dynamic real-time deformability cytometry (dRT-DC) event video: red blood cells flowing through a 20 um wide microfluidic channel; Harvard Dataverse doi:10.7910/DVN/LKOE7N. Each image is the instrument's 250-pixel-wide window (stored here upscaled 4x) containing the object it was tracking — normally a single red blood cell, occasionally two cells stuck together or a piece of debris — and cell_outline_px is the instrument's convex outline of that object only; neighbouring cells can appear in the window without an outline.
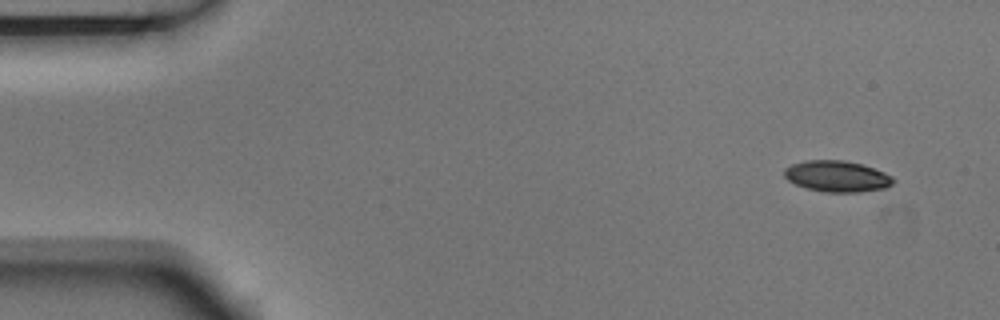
{"species": "Egyptian fruit bat (a non-hibernating species)", "species_latin": "Rousettus aegyptiacus", "temperature_condition": "room temperature", "stored_images_in_passage": 4, "camera_frame_rate_fps": 3000, "um_per_image_px": 0.085, "animal": {"sex": "male"}, "frame": {"image": 1, "passage_image": 1, "time_ms": 0.0, "image_size_px": [1000, 320], "cell_outline_px": [[896, 180], [892, 184], [884, 188], [860, 192], [824, 192], [808, 188], [796, 184], [788, 180], [784, 176], [784, 168], [792, 164], [804, 160], [844, 160], [860, 164], [884, 172], [892, 176]], "centroid_in_image_um": [71.14, 14.98], "position_along_channel_um": 13.9, "area_um2": 19.71}}
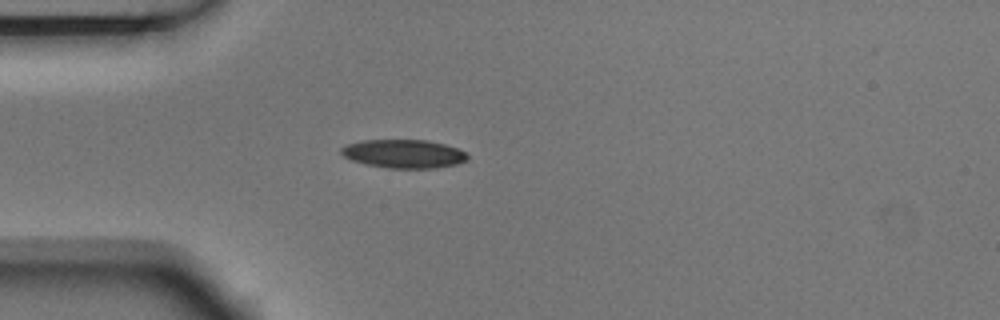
{"frame": {"image": 2, "passage_image": 4, "time_ms": 1.0, "image_size_px": [1000, 320], "cell_outline_px": [[468, 160], [456, 164], [436, 168], [388, 168], [364, 164], [352, 160], [344, 156], [340, 152], [340, 148], [348, 144], [364, 140], [428, 140], [444, 144], [468, 152]], "centroid_in_image_um": [34.34, 13.07], "position_along_channel_um": 50.7, "area_um2": 21.04}}